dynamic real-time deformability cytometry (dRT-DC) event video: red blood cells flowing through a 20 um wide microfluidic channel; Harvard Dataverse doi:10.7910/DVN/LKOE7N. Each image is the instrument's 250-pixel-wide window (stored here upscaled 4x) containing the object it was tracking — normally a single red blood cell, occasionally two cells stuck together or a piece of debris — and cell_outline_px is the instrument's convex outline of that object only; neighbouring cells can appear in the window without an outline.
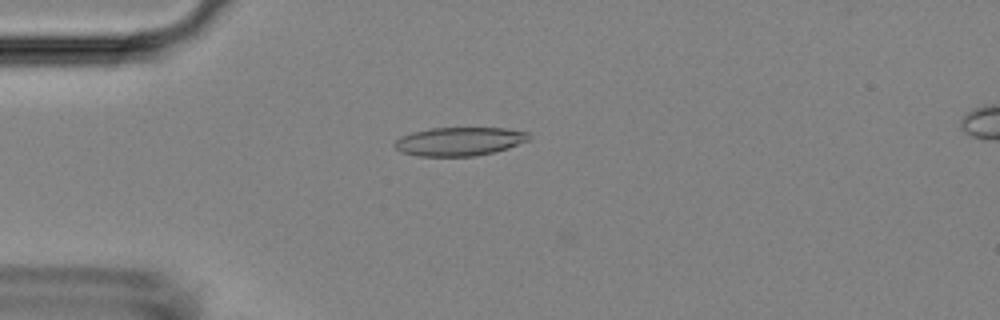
{"species": "Egyptian fruit bat (a non-hibernating species)", "species_latin": "Rousettus aegyptiacus", "temperature_condition": "room temperature", "stored_images_in_passage": 40, "camera_frame_rate_fps": 3000, "um_per_image_px": 0.085, "animal": {"sex": "female"}, "frame": {"image": 1, "passage_image": 13, "time_ms": 4.0, "image_size_px": [1000, 320], "cell_outline_px": [[532, 136], [528, 140], [508, 148], [496, 152], [476, 156], [416, 156], [400, 152], [392, 144], [400, 136], [412, 132], [428, 128], [504, 128], [528, 132]], "centroid_in_image_um": [39.02, 12.02], "position_along_channel_um": 46.0, "area_um2": 22.6}}
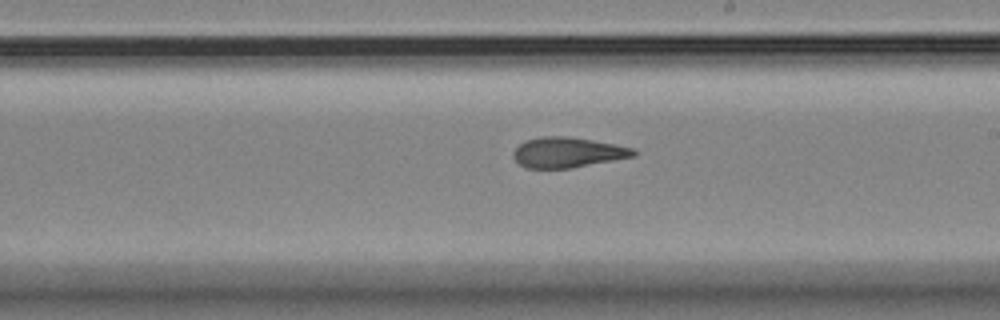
{"frame": {"image": 2, "passage_image": 30, "time_ms": 9.667, "image_size_px": [1000, 320], "cell_outline_px": [[636, 156], [572, 168], [524, 168], [512, 156], [512, 152], [524, 140], [540, 136], [568, 136], [616, 144], [632, 148], [636, 152]], "centroid_in_image_um": [48.23, 12.95], "position_along_channel_um": 240.8, "area_um2": 21.33}}
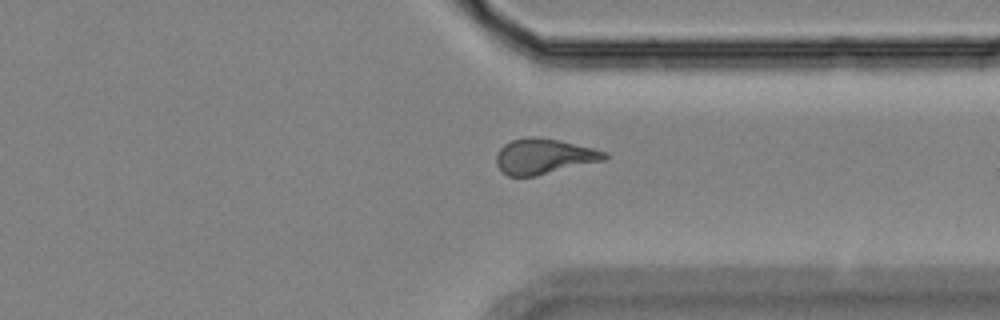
{"frame": {"image": 3, "passage_image": 40, "time_ms": 13.0, "image_size_px": [1000, 320], "cell_outline_px": [[608, 160], [536, 176], [508, 176], [500, 172], [496, 164], [496, 156], [500, 148], [504, 144], [512, 140], [528, 136], [536, 136], [560, 140], [608, 152]], "centroid_in_image_um": [46.25, 13.3], "position_along_channel_um": 365.2, "area_um2": 22.72}}